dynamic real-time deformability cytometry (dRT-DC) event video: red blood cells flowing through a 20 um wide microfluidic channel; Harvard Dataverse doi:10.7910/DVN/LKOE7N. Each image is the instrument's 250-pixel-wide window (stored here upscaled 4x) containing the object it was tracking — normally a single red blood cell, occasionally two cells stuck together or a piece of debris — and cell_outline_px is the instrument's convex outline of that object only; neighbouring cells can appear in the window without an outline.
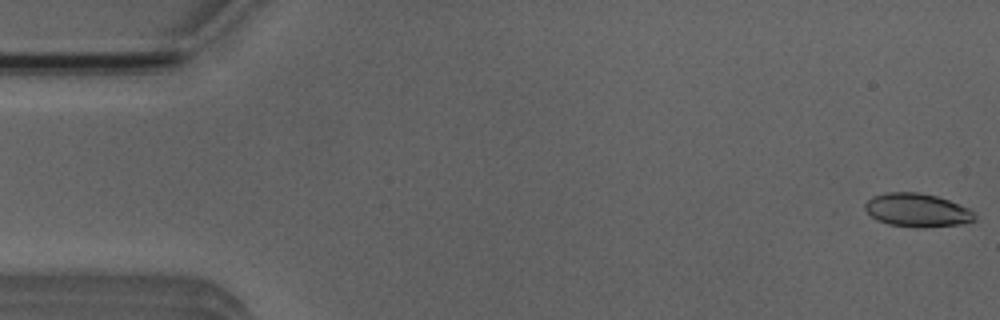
{"species": "Egyptian fruit bat (a non-hibernating species)", "species_latin": "Rousettus aegyptiacus", "temperature_condition": "room temperature", "stored_images_in_passage": 6, "segment_of_instrument_passage": [1, 2], "camera_frame_rate_fps": 3000, "um_per_image_px": 0.085, "animal": {"sex": "male"}, "frame": {"image": 1, "passage_image": 1, "time_ms": 0.0, "image_size_px": [1000, 320], "cell_outline_px": [[976, 220], [960, 224], [924, 228], [916, 228], [888, 224], [872, 216], [864, 208], [864, 204], [872, 196], [888, 192], [920, 192], [936, 196], [948, 200], [968, 208], [976, 216]], "centroid_in_image_um": [77.96, 17.87], "position_along_channel_um": 7.0, "area_um2": 21.33}}
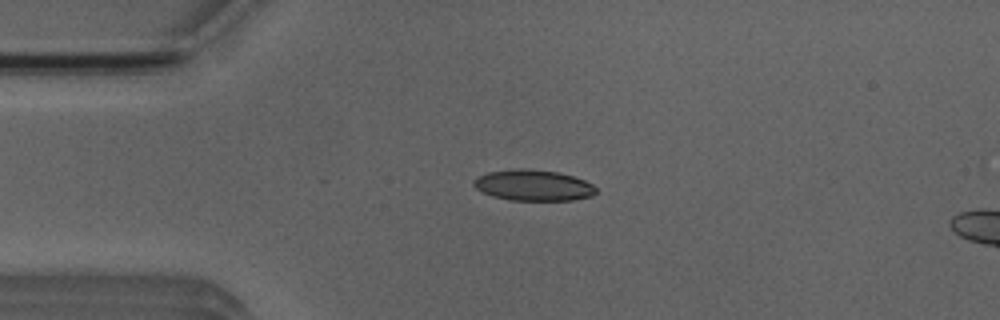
{"frame": {"image": 2, "passage_image": 4, "time_ms": 3.667, "image_size_px": [1000, 320], "cell_outline_px": [[596, 192], [592, 196], [572, 200], [508, 200], [492, 196], [476, 188], [472, 184], [472, 180], [488, 172], [524, 168], [528, 168], [560, 172], [584, 180], [592, 184], [596, 188]], "centroid_in_image_um": [45.34, 15.75], "position_along_channel_um": 39.7, "area_um2": 22.02}}